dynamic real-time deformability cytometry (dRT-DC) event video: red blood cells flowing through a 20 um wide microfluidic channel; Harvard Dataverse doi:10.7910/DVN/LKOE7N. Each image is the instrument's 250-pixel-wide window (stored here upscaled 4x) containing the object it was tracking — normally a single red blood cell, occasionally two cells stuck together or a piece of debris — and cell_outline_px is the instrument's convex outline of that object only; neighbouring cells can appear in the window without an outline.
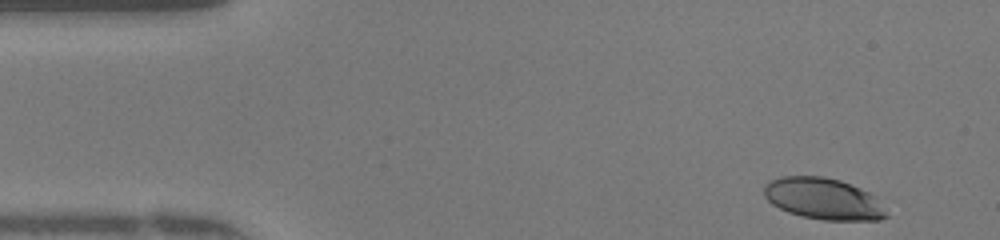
{"species": "human", "species_latin": "Homo sapiens", "temperature_condition": "warm", "stored_images_in_passage": 46, "camera_frame_rate_fps": 3000, "um_per_image_px": 0.085, "donor": {"sex": "female"}, "frame": {"image": 1, "passage_image": 2, "time_ms": 0.333, "image_size_px": [1000, 240], "cell_outline_px": [[888, 216], [880, 220], [824, 220], [800, 216], [788, 212], [772, 204], [764, 196], [764, 184], [780, 176], [824, 176], [840, 180], [860, 188], [876, 196]], "centroid_in_image_um": [69.97, 16.89], "position_along_channel_um": 15.0, "area_um2": 29.59}}
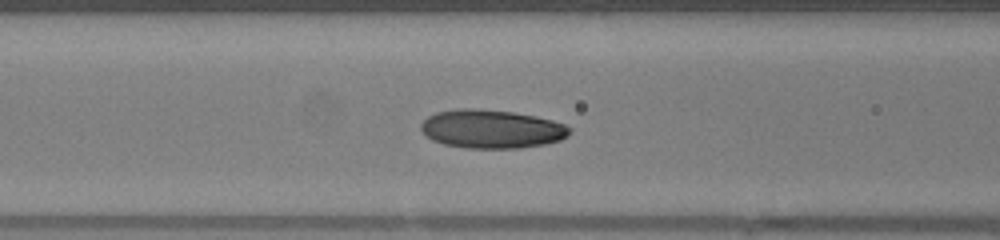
{"frame": {"image": 2, "passage_image": 17, "time_ms": 5.333, "image_size_px": [1000, 240], "cell_outline_px": [[572, 132], [568, 136], [560, 140], [544, 144], [520, 148], [464, 148], [444, 144], [432, 140], [420, 128], [420, 124], [428, 116], [436, 112], [460, 108], [476, 108], [512, 112], [536, 116], [552, 120], [564, 124], [572, 128]], "centroid_in_image_um": [41.8, 10.96], "position_along_channel_um": 124.8, "area_um2": 33.52}}
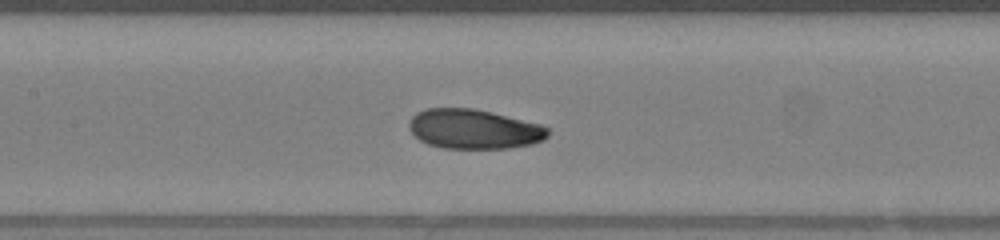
{"frame": {"image": 3, "passage_image": 20, "time_ms": 6.333, "image_size_px": [1000, 240], "cell_outline_px": [[548, 136], [544, 140], [532, 144], [508, 148], [444, 148], [428, 144], [420, 140], [408, 128], [408, 120], [416, 112], [424, 108], [472, 108], [492, 112], [540, 124], [548, 128]], "centroid_in_image_um": [40.26, 10.96], "position_along_channel_um": 167.1, "area_um2": 32.14}, "authors_computed_cell_mechanics": {"area_um2": 32.3102, "velocity_mm_per_s": 4.2279, "shape_relaxation_time_tau1_ms": 4.0288, "shape_relaxation_time_tau2_ms": 3.0558, "deformation_change_tau1": 0.1536, "deformation_change_tau2": 0.0901}}